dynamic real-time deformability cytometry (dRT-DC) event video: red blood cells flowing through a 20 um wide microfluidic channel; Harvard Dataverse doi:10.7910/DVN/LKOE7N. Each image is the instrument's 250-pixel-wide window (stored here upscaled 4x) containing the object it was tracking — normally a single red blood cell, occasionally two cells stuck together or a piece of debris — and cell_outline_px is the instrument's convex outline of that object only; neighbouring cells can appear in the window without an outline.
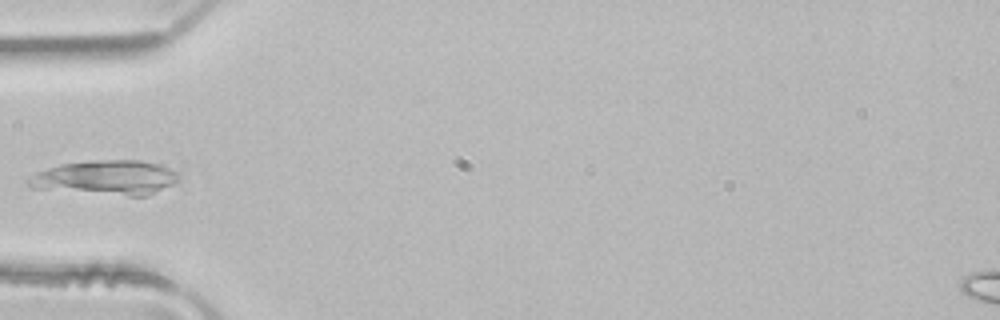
{"species": "common noctule bat (a hibernating species)", "species_latin": "Nyctalus noctula", "temperature_condition": "room temperature", "stored_images_in_passage": 4, "camera_frame_rate_fps": 3000, "um_per_image_px": 0.085, "animal": {"sex": "male", "body_mass_g": 21.5, "forearm_length_mm": 52.0}, "frame": {"image": 1, "passage_image": 4, "time_ms": 1.0, "image_size_px": [1000, 320], "cell_outline_px": [[180, 188], [144, 196], [128, 196], [32, 188], [24, 180], [36, 172], [60, 164], [100, 160], [140, 160], [164, 164], [180, 172]], "centroid_in_image_um": [9.21, 15.11], "position_along_channel_um": 75.8, "area_um2": 31.44}}